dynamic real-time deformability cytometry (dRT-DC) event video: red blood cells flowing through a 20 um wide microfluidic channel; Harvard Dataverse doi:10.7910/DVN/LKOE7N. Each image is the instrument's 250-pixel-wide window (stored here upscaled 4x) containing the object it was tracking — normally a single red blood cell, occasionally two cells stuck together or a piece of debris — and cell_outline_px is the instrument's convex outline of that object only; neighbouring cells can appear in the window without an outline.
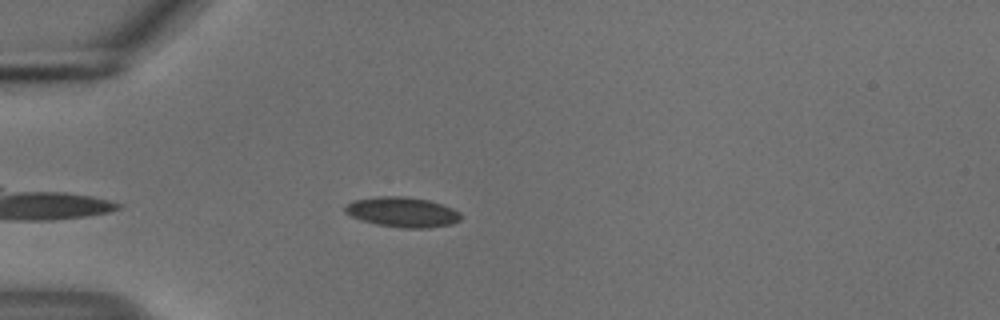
{"species": "common noctule bat (a hibernating species)", "species_latin": "Nyctalus noctula", "temperature_condition": "cold", "stored_images_in_passage": 48, "camera_frame_rate_fps": 3000, "um_per_image_px": 0.085, "animal": {"sex": "male", "body_mass_g": 18.8}, "frame": {"image": 1, "passage_image": 9, "time_ms": 2.667, "image_size_px": [1000, 320], "cell_outline_px": [[460, 220], [452, 224], [428, 228], [404, 228], [376, 224], [360, 220], [344, 212], [344, 208], [352, 200], [376, 196], [404, 196], [428, 200], [452, 208], [460, 212]], "centroid_in_image_um": [34.18, 18.02], "position_along_channel_um": 50.8, "area_um2": 20.29}}
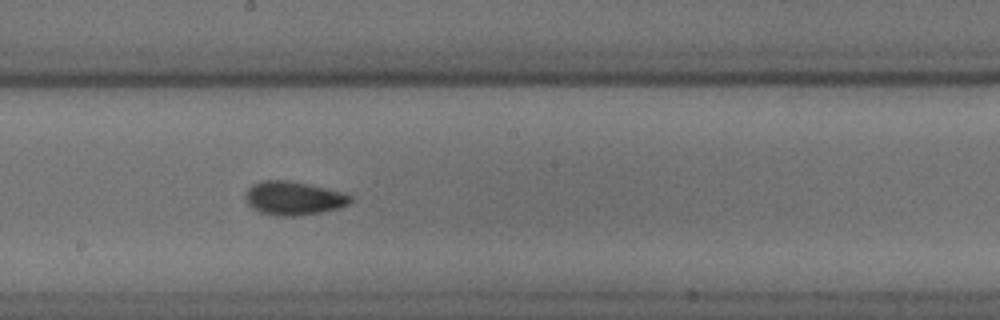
{"frame": {"image": 2, "passage_image": 24, "time_ms": 7.667, "image_size_px": [1000, 320], "cell_outline_px": [[352, 200], [348, 204], [340, 208], [324, 212], [300, 216], [276, 216], [260, 212], [252, 208], [248, 204], [244, 196], [248, 188], [252, 184], [264, 180], [288, 180], [308, 184], [344, 192], [352, 196]], "centroid_in_image_um": [24.96, 16.86], "position_along_channel_um": 223.2, "area_um2": 20.87}}
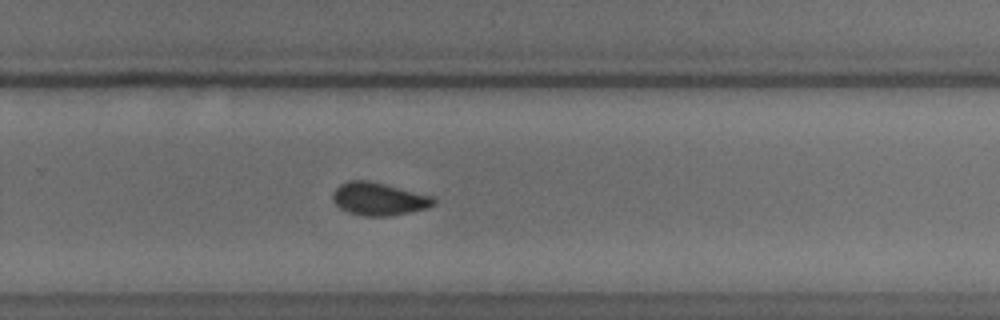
{"frame": {"image": 3, "passage_image": 30, "time_ms": 9.667, "image_size_px": [1000, 320], "cell_outline_px": [[436, 204], [428, 208], [392, 216], [364, 216], [348, 212], [340, 208], [332, 200], [332, 192], [340, 184], [348, 180], [368, 180], [436, 196]], "centroid_in_image_um": [32.23, 16.91], "position_along_channel_um": 297.6, "area_um2": 19.65}, "authors_computed_cell_mechanics": {"area_um2": 19.2185, "velocity_mm_per_s": 3.7323, "shape_relaxation_time_tau1_ms": 4.0757, "shape_relaxation_time_tau2_ms": 1.8511, "deformation_change_tau1": 0.1056, "deformation_change_tau2": 0.0577}}